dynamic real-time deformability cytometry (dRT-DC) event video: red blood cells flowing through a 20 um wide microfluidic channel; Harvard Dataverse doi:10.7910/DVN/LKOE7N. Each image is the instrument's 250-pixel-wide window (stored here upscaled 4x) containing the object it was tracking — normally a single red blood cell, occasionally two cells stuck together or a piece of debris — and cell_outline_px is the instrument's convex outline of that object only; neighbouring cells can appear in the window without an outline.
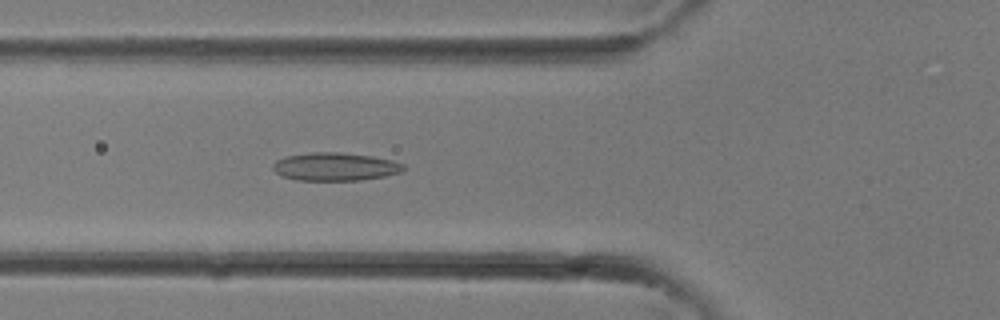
{"species": "common noctule bat (a hibernating species)", "species_latin": "Nyctalus noctula", "temperature_condition": "room temperature", "stored_images_in_passage": 16, "camera_frame_rate_fps": 3000, "um_per_image_px": 0.085, "animal": {"sex": "female"}, "frame": {"image": 1, "passage_image": 12, "time_ms": 3.667, "image_size_px": [1000, 320], "cell_outline_px": [[404, 168], [400, 172], [384, 176], [360, 180], [296, 180], [284, 176], [276, 172], [272, 168], [272, 164], [276, 160], [284, 156], [312, 152], [340, 152], [372, 156], [392, 160], [404, 164]], "centroid_in_image_um": [28.46, 14.16], "position_along_channel_um": 97.3, "area_um2": 21.33}}
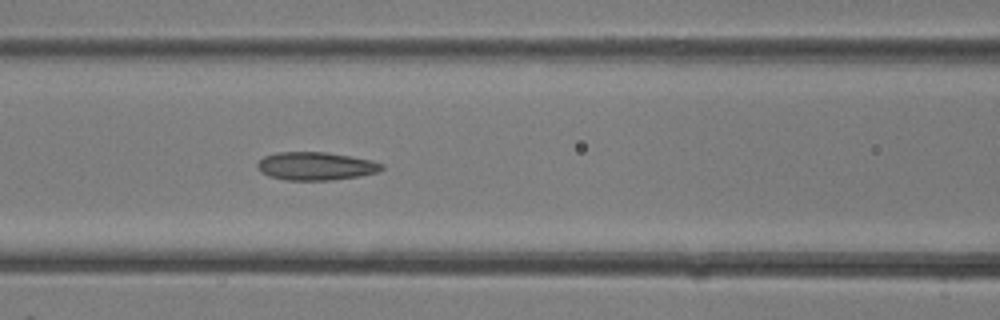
{"frame": {"image": 2, "passage_image": 14, "time_ms": 4.333, "image_size_px": [1000, 320], "cell_outline_px": [[384, 168], [376, 172], [360, 176], [332, 180], [288, 180], [268, 176], [260, 172], [256, 168], [256, 164], [264, 156], [276, 152], [328, 152], [372, 160], [384, 164]], "centroid_in_image_um": [26.82, 14.11], "position_along_channel_um": 139.8, "area_um2": 20.52}}
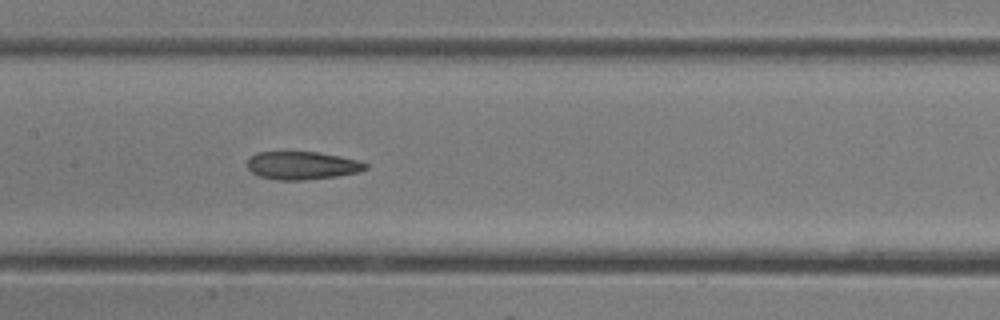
{"frame": {"image": 3, "passage_image": 16, "time_ms": 5.0, "image_size_px": [1000, 320], "cell_outline_px": [[368, 168], [360, 172], [336, 176], [304, 180], [276, 180], [260, 176], [252, 172], [248, 168], [248, 160], [256, 152], [316, 152], [340, 156], [360, 160], [368, 164]], "centroid_in_image_um": [25.72, 14.07], "position_along_channel_um": 181.7, "area_um2": 19.31}}